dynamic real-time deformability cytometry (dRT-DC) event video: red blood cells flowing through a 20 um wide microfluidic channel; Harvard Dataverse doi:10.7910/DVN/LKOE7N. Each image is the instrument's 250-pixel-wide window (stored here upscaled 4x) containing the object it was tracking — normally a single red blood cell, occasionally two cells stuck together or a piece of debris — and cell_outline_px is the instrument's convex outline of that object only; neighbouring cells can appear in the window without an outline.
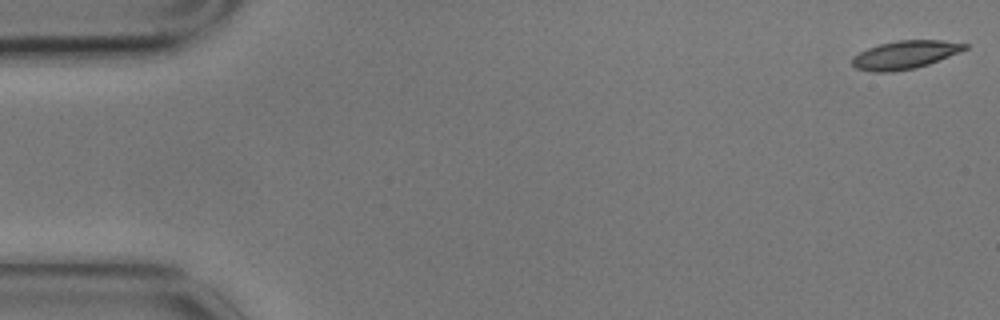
{"species": "common noctule bat (a hibernating species)", "species_latin": "Nyctalus noctula", "temperature_condition": "cold", "stored_images_in_passage": 5, "camera_frame_rate_fps": 3000, "um_per_image_px": 0.085, "animal": {"sex": "male", "body_mass_g": 17.9}, "frame": {"image": 1, "passage_image": 1, "time_ms": 0.0, "image_size_px": [1000, 320], "cell_outline_px": [[968, 48], [960, 52], [928, 64], [916, 68], [892, 72], [872, 72], [856, 68], [852, 64], [852, 56], [868, 48], [880, 44], [896, 40], [940, 40], [968, 44]], "centroid_in_image_um": [76.91, 4.66], "position_along_channel_um": 8.1, "area_um2": 18.5}}
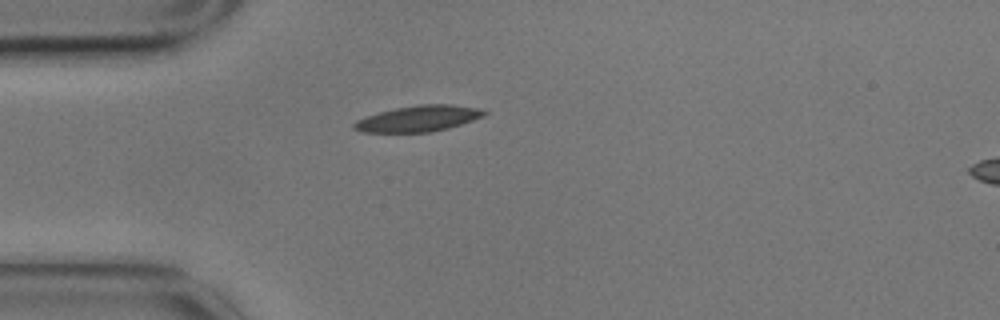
{"frame": {"image": 2, "passage_image": 5, "time_ms": 1.333, "image_size_px": [1000, 320], "cell_outline_px": [[488, 112], [484, 116], [448, 128], [432, 132], [360, 132], [352, 128], [352, 124], [356, 120], [380, 112], [396, 108], [420, 104], [452, 104], [476, 108]], "centroid_in_image_um": [35.54, 10.08], "position_along_channel_um": 49.5, "area_um2": 19.54}}